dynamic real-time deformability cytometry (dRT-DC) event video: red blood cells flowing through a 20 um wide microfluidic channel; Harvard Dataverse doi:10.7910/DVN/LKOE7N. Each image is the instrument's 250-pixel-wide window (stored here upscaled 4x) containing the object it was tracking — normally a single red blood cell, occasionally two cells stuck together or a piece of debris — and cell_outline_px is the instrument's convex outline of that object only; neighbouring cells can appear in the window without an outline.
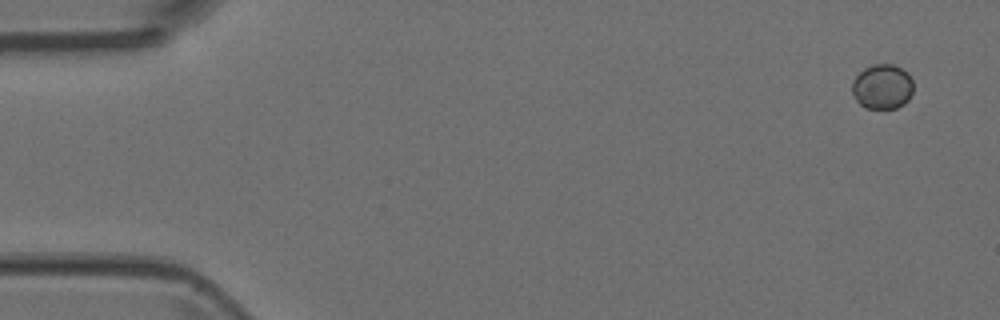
{"species": "Egyptian fruit bat (a non-hibernating species)", "species_latin": "Rousettus aegyptiacus", "temperature_condition": "room temperature", "stored_images_in_passage": 4, "camera_frame_rate_fps": 3000, "um_per_image_px": 0.085, "animal": {"sex": "female"}, "frame": {"image": 1, "passage_image": 1, "time_ms": 0.0, "image_size_px": [1000, 320], "cell_outline_px": [[912, 92], [908, 100], [904, 104], [896, 108], [864, 108], [856, 100], [852, 92], [852, 80], [864, 68], [872, 64], [892, 64], [908, 72], [912, 80]], "centroid_in_image_um": [74.99, 7.36], "position_along_channel_um": 10.0, "area_um2": 16.07}}
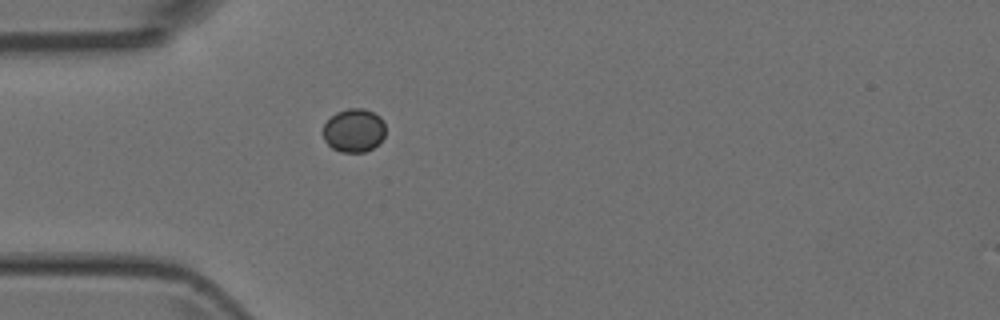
{"frame": {"image": 2, "passage_image": 4, "time_ms": 1.0, "image_size_px": [1000, 320], "cell_outline_px": [[384, 136], [372, 148], [364, 152], [340, 152], [332, 148], [324, 140], [320, 132], [324, 124], [336, 112], [348, 108], [364, 108], [380, 116], [384, 124]], "centroid_in_image_um": [30.03, 11.08], "position_along_channel_um": 55.0, "area_um2": 15.9}}